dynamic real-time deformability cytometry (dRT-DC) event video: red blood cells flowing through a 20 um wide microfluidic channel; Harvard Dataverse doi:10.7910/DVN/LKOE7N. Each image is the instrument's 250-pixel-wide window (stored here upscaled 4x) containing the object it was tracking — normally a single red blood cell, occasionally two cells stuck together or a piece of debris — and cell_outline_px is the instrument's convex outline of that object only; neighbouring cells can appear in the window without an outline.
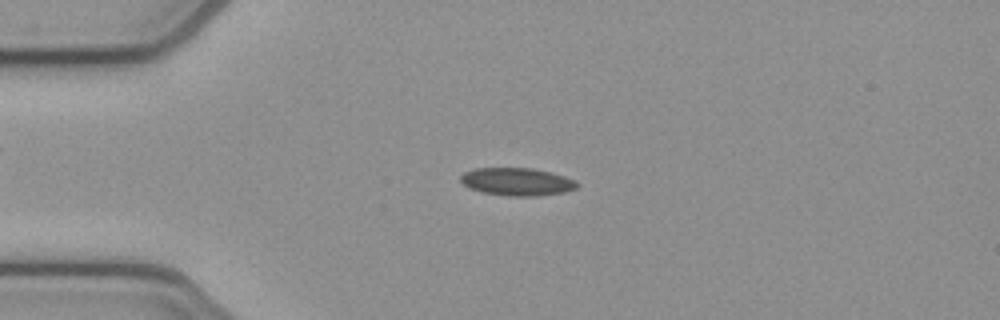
{"species": "common noctule bat (a hibernating species)", "species_latin": "Nyctalus noctula", "temperature_condition": "cold", "stored_images_in_passage": 52, "camera_frame_rate_fps": 3000, "um_per_image_px": 0.085, "animal": {"sex": "female", "body_mass_g": 21.9}, "frame": {"image": 1, "passage_image": 12, "time_ms": 3.667, "image_size_px": [1000, 320], "cell_outline_px": [[580, 184], [576, 188], [564, 192], [536, 196], [508, 196], [484, 192], [468, 188], [460, 180], [460, 176], [464, 172], [476, 168], [532, 168], [552, 172], [576, 180]], "centroid_in_image_um": [43.96, 15.44], "position_along_channel_um": 41.0, "area_um2": 18.9}}
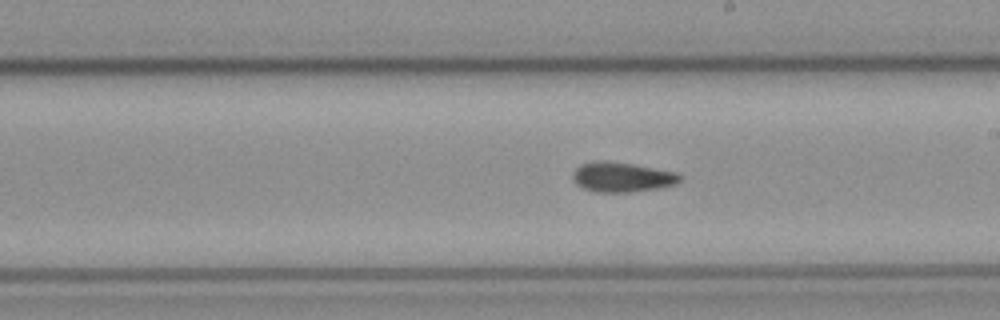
{"frame": {"image": 2, "passage_image": 29, "time_ms": 9.333, "image_size_px": [1000, 320], "cell_outline_px": [[680, 180], [676, 184], [660, 188], [628, 192], [596, 192], [584, 188], [576, 184], [572, 180], [572, 172], [580, 164], [596, 160], [608, 160], [632, 164], [676, 172], [680, 176]], "centroid_in_image_um": [52.82, 15.04], "position_along_channel_um": 236.2, "area_um2": 18.73}}
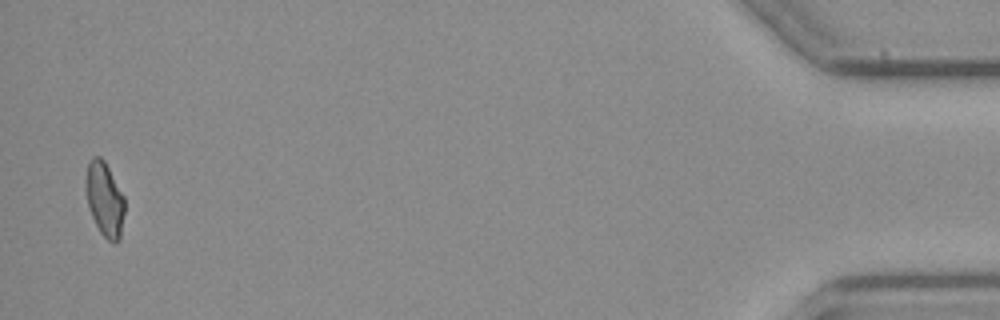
{"frame": {"image": 3, "passage_image": 51, "time_ms": 16.667, "image_size_px": [1000, 320], "cell_outline_px": [[124, 212], [120, 240], [116, 244], [108, 240], [100, 232], [92, 216], [88, 204], [84, 188], [84, 180], [88, 160], [92, 156], [100, 156], [104, 160], [124, 196]], "centroid_in_image_um": [8.87, 16.91], "position_along_channel_um": 426.3, "area_um2": 17.05}, "authors_computed_cell_mechanics": {"area_um2": 18.0047, "velocity_mm_per_s": 3.875, "shape_relaxation_time_tau1_ms": null, "shape_relaxation_time_tau2_ms": 5.1674, "deformation_change_tau1": null, "deformation_change_tau2": 0.0992}}